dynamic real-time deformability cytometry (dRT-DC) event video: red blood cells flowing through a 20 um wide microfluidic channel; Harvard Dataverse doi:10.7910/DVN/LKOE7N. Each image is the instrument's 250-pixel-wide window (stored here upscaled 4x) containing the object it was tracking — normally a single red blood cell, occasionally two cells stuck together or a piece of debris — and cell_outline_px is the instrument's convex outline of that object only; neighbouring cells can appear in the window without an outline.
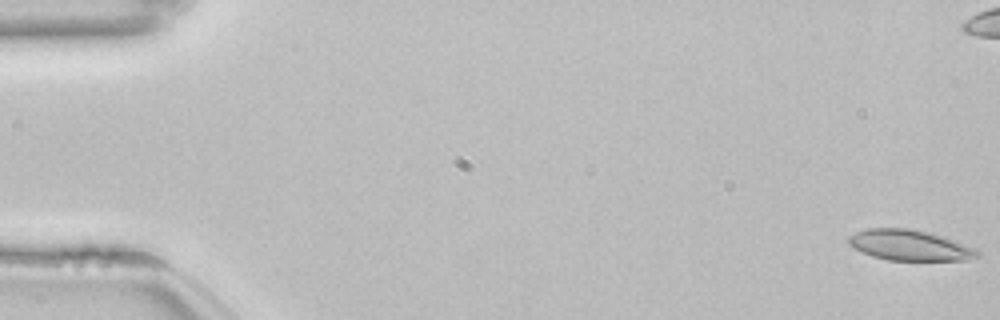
{"species": "common noctule bat (a hibernating species)", "species_latin": "Nyctalus noctula", "temperature_condition": "room temperature", "stored_images_in_passage": 55, "camera_frame_rate_fps": 3000, "um_per_image_px": 0.085, "animal": {"sex": "female", "body_mass_g": 22.7, "forearm_length_mm": 54.2}, "frame": {"image": 1, "passage_image": 1, "time_ms": 0.0, "image_size_px": [1000, 320], "cell_outline_px": [[980, 256], [968, 260], [888, 260], [872, 256], [852, 248], [848, 244], [848, 236], [856, 232], [868, 228], [912, 228], [928, 232], [976, 248], [980, 252]], "centroid_in_image_um": [77.3, 20.85], "position_along_channel_um": 7.7, "area_um2": 23.0}}
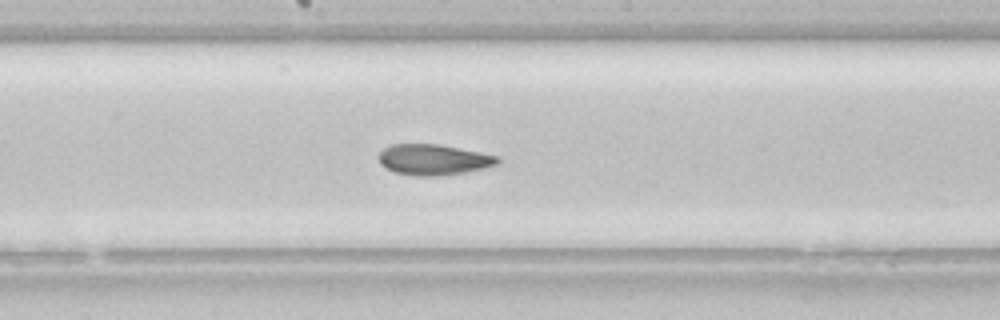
{"frame": {"image": 2, "passage_image": 29, "time_ms": 9.333, "image_size_px": [1000, 320], "cell_outline_px": [[500, 164], [484, 168], [464, 172], [440, 176], [416, 176], [396, 172], [384, 168], [380, 164], [380, 152], [384, 148], [392, 144], [440, 144], [500, 156]], "centroid_in_image_um": [36.88, 13.57], "position_along_channel_um": 211.3, "area_um2": 21.39}}
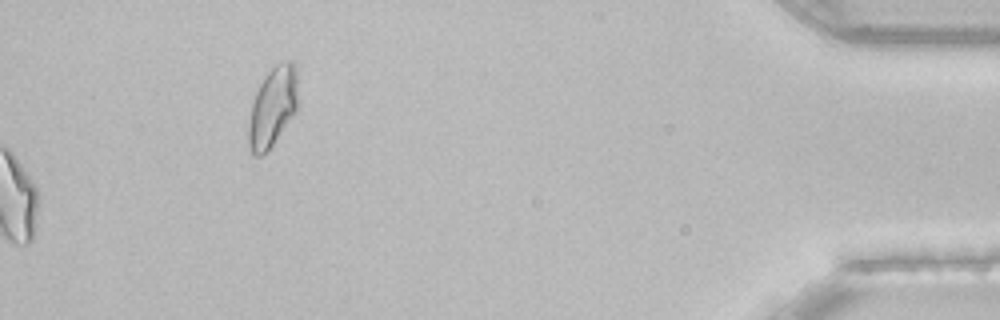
{"frame": {"image": 3, "passage_image": 55, "time_ms": 18.0, "image_size_px": [1000, 320], "cell_outline_px": [[300, 108], [272, 144], [260, 156], [252, 156], [248, 144], [248, 128], [252, 100], [264, 76], [276, 64], [288, 60], [292, 60], [296, 64], [300, 100]], "centroid_in_image_um": [23.23, 9.04], "position_along_channel_um": 412.0, "area_um2": 23.58}, "authors_computed_cell_mechanics": {"area_um2": 22.7154, "velocity_mm_per_s": 3.8231, "shape_relaxation_time_tau1_ms": null, "shape_relaxation_time_tau2_ms": 2.4909, "deformation_change_tau1": null, "deformation_change_tau2": 0.0661}}